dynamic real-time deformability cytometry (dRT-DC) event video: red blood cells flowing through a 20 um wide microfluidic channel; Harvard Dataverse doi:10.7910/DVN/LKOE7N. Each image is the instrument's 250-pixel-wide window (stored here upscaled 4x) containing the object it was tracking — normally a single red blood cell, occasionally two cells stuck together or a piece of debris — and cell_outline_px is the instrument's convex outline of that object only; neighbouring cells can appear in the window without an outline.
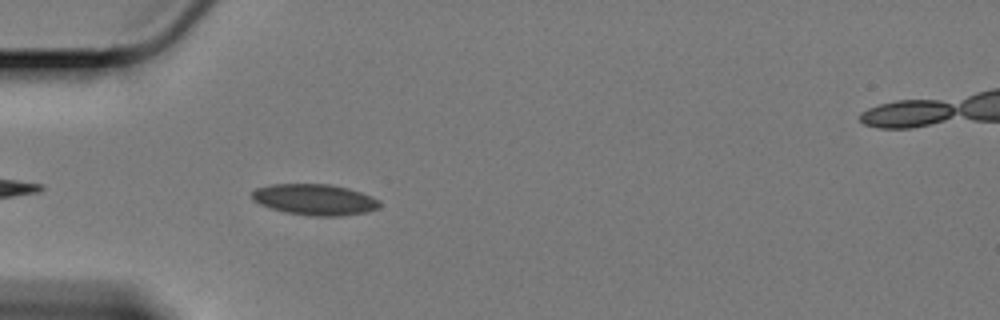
{"species": "Egyptian fruit bat (a non-hibernating species)", "species_latin": "Rousettus aegyptiacus", "temperature_condition": "cold", "stored_images_in_passage": 31, "camera_frame_rate_fps": 3000, "um_per_image_px": 0.085, "animal": {"sex": "female"}, "frame": {"image": 1, "passage_image": 4, "time_ms": 1.0, "image_size_px": [1000, 320], "cell_outline_px": [[380, 204], [376, 208], [368, 212], [340, 216], [312, 216], [284, 212], [260, 204], [252, 200], [252, 192], [256, 188], [272, 184], [328, 184], [348, 188], [372, 196], [380, 200]], "centroid_in_image_um": [26.75, 16.96], "position_along_channel_um": 58.2, "area_um2": 23.06}}
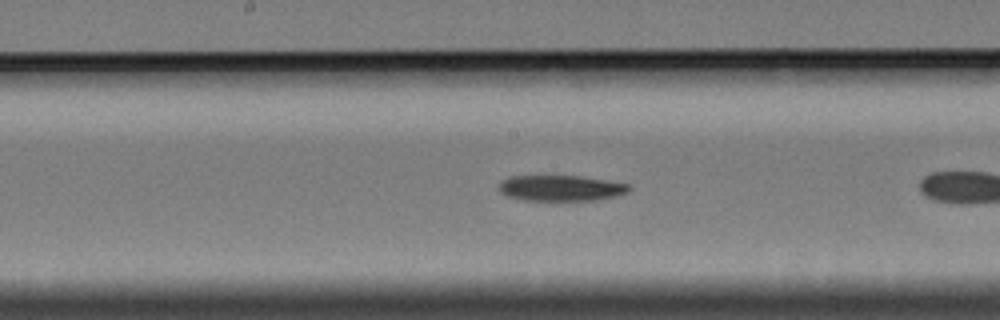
{"frame": {"image": 2, "passage_image": 14, "time_ms": 4.333, "image_size_px": [1000, 320], "cell_outline_px": [[632, 188], [628, 192], [616, 196], [600, 200], [524, 200], [508, 196], [500, 192], [500, 180], [508, 176], [580, 176], [632, 184]], "centroid_in_image_um": [47.72, 15.98], "position_along_channel_um": 200.5, "area_um2": 19.65}}
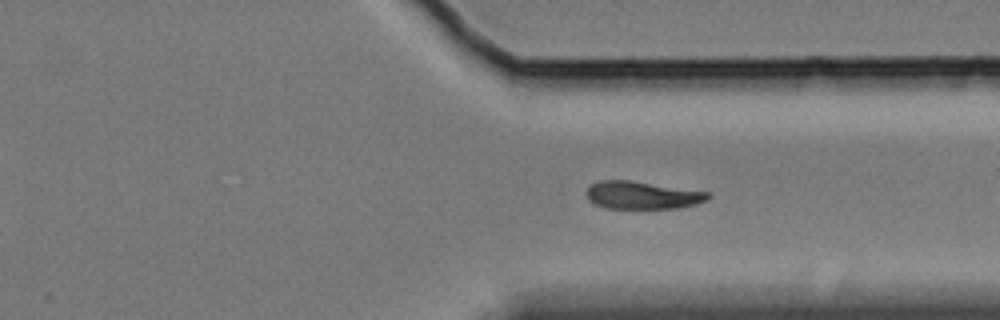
{"frame": {"image": 3, "passage_image": 28, "time_ms": 9.0, "image_size_px": [1000, 320], "cell_outline_px": [[712, 196], [708, 200], [696, 204], [680, 208], [604, 208], [592, 204], [588, 200], [588, 188], [592, 184], [600, 180], [628, 180], [708, 192]], "centroid_in_image_um": [54.6, 16.6], "position_along_channel_um": 356.8, "area_um2": 19.54}}